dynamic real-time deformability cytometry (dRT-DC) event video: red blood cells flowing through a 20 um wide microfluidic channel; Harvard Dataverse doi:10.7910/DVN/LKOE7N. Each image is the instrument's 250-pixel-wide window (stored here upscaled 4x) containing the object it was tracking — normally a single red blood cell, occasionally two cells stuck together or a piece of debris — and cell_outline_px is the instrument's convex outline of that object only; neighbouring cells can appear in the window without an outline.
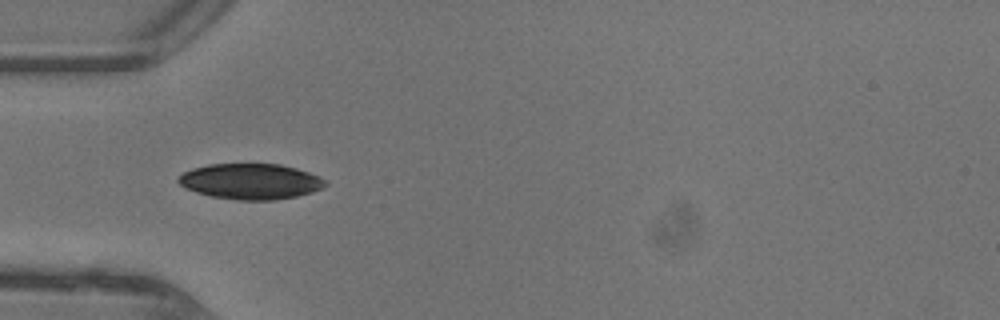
{"species": "common noctule bat (a hibernating species)", "species_latin": "Nyctalus noctula", "temperature_condition": "warm", "stored_images_in_passage": 35, "camera_frame_rate_fps": 3000, "um_per_image_px": 0.085, "animal": {"sex": "female"}, "frame": {"image": 1, "passage_image": 15, "time_ms": 4.667, "image_size_px": [1000, 320], "cell_outline_px": [[328, 184], [324, 188], [312, 192], [296, 196], [272, 200], [236, 200], [212, 196], [196, 192], [180, 184], [176, 180], [184, 172], [192, 168], [208, 164], [280, 164], [296, 168], [320, 176]], "centroid_in_image_um": [21.32, 15.41], "position_along_channel_um": 63.7, "area_um2": 30.46}}
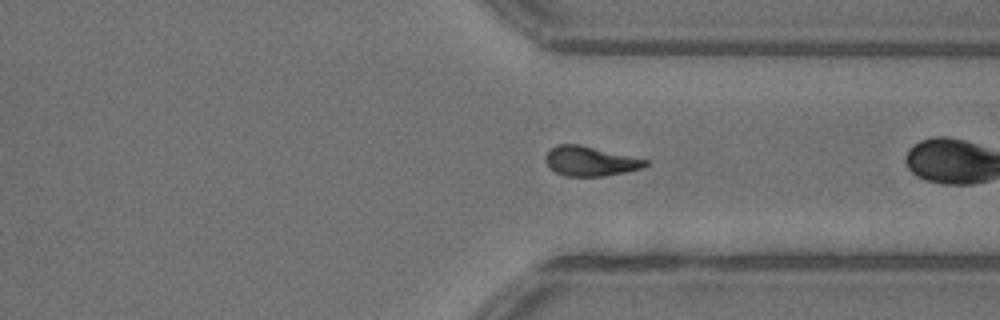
{"frame": {"image": 2, "passage_image": 33, "time_ms": 10.667, "image_size_px": [1000, 320], "cell_outline_px": [[648, 164], [640, 168], [624, 172], [604, 176], [564, 176], [556, 172], [544, 160], [544, 156], [556, 144], [580, 144], [648, 160]], "centroid_in_image_um": [50.14, 13.69], "position_along_channel_um": 361.3, "area_um2": 17.05}}